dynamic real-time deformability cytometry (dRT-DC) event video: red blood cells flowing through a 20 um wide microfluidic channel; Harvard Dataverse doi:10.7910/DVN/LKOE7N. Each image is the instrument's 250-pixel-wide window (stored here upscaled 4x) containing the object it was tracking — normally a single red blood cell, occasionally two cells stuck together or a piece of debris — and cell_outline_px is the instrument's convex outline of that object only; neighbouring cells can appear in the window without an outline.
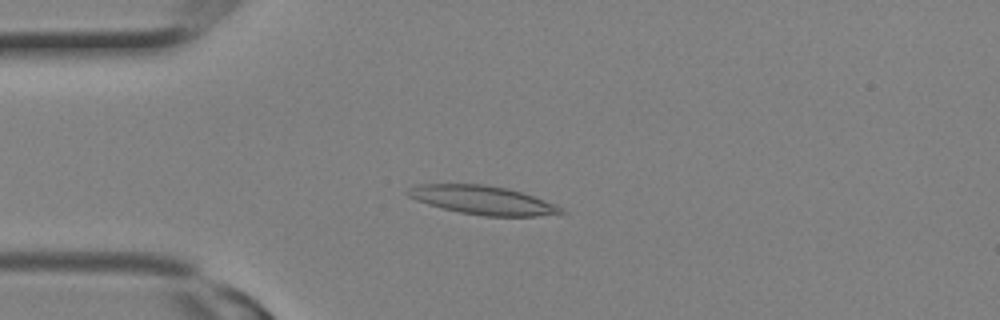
{"species": "Egyptian fruit bat (a non-hibernating species)", "species_latin": "Rousettus aegyptiacus", "temperature_condition": "room temperature", "stored_images_in_passage": 2, "camera_frame_rate_fps": 3000, "um_per_image_px": 0.085, "animal": {"sex": "female"}, "frame": {"image": 1, "passage_image": 2, "time_ms": 0.333, "image_size_px": [1000, 320], "cell_outline_px": [[568, 212], [536, 216], [484, 216], [460, 212], [428, 204], [416, 200], [408, 196], [404, 192], [408, 188], [416, 184], [484, 184], [504, 188], [520, 192], [544, 200]], "centroid_in_image_um": [40.95, 17.0], "position_along_channel_um": 44.1, "area_um2": 25.2}}